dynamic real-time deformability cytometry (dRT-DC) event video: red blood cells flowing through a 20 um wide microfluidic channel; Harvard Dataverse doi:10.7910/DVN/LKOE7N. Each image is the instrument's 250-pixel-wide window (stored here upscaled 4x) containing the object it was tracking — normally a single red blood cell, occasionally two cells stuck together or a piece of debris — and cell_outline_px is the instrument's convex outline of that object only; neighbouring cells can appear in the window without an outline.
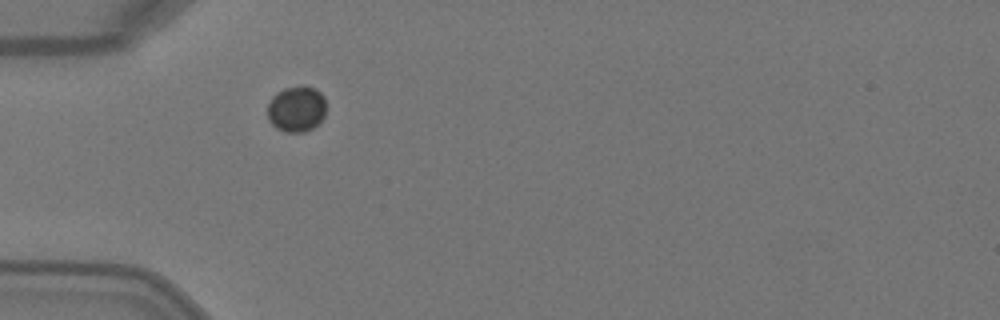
{"species": "Egyptian fruit bat (a non-hibernating species)", "species_latin": "Rousettus aegyptiacus", "temperature_condition": "warm", "stored_images_in_passage": 3, "camera_frame_rate_fps": 3000, "um_per_image_px": 0.085, "animal": {"sex": "female"}, "frame": {"image": 1, "passage_image": 2, "time_ms": 0.333, "image_size_px": [1000, 320], "cell_outline_px": [[324, 116], [312, 128], [304, 132], [284, 132], [276, 128], [268, 120], [268, 104], [272, 96], [276, 92], [284, 88], [316, 88], [324, 96]], "centroid_in_image_um": [25.16, 9.29], "position_along_channel_um": 59.8, "area_um2": 15.37}}
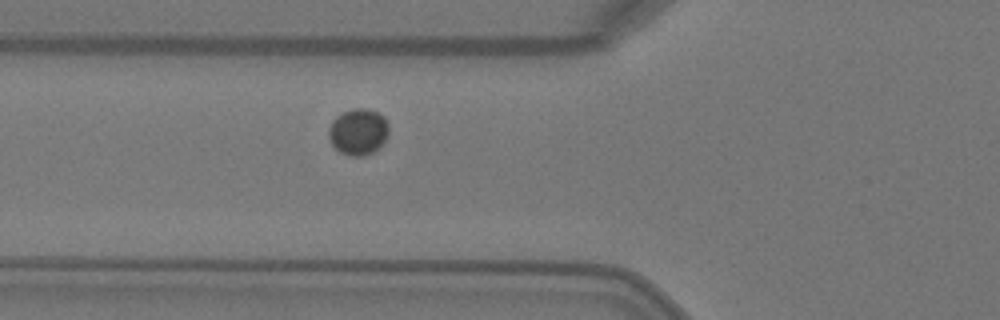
{"frame": {"image": 2, "passage_image": 3, "time_ms": 0.667, "image_size_px": [1000, 320], "cell_outline_px": [[388, 132], [384, 140], [372, 152], [364, 156], [348, 156], [340, 152], [332, 144], [328, 136], [328, 128], [332, 120], [336, 116], [352, 108], [368, 108], [380, 112], [384, 116], [388, 124]], "centroid_in_image_um": [30.43, 11.17], "position_along_channel_um": 95.4, "area_um2": 16.3}}